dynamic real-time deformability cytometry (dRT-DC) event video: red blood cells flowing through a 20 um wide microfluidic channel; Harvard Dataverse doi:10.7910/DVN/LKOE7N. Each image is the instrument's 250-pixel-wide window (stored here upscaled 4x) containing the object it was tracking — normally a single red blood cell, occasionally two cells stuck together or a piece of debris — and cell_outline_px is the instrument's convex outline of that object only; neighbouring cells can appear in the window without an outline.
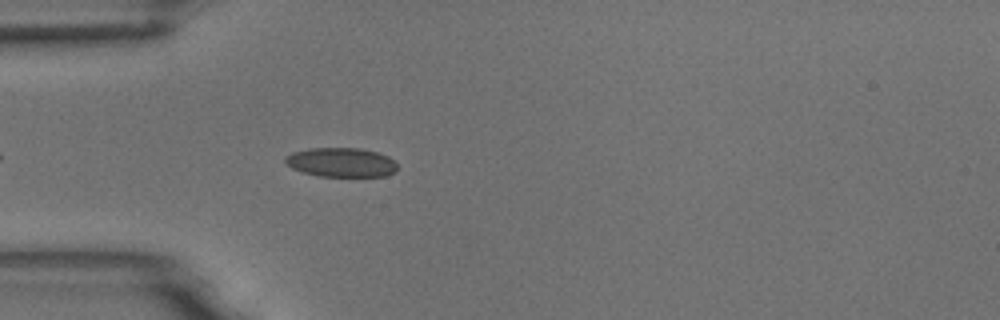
{"species": "common noctule bat (a hibernating species)", "species_latin": "Nyctalus noctula", "temperature_condition": "room temperature", "stored_images_in_passage": 3, "camera_frame_rate_fps": 3000, "um_per_image_px": 0.085, "animal": {"sex": "male", "body_mass_g": 18.8}, "frame": {"image": 1, "passage_image": 3, "time_ms": 0.667, "image_size_px": [1000, 320], "cell_outline_px": [[396, 172], [384, 176], [320, 176], [300, 172], [284, 164], [284, 156], [292, 152], [308, 148], [360, 148], [376, 152], [388, 156], [396, 164]], "centroid_in_image_um": [28.94, 13.8], "position_along_channel_um": 56.1, "area_um2": 19.25}}